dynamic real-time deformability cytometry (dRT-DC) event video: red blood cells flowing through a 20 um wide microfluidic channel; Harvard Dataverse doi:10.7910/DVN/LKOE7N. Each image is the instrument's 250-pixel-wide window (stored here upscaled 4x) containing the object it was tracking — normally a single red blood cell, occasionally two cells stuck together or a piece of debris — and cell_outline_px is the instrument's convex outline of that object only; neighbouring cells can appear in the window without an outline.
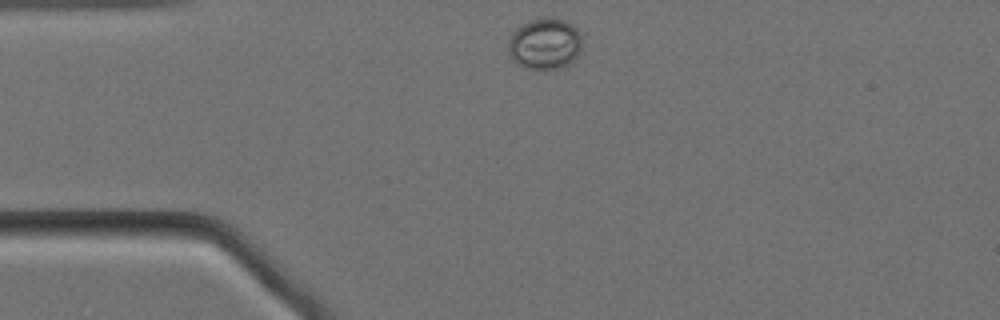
{"species": "Egyptian fruit bat (a non-hibernating species)", "species_latin": "Rousettus aegyptiacus", "temperature_condition": "cold", "stored_images_in_passage": 47, "camera_frame_rate_fps": 3000, "um_per_image_px": 0.085, "animal": {"sex": "female"}, "frame": {"image": 1, "passage_image": 2, "time_ms": 0.333, "image_size_px": [1000, 320], "cell_outline_px": [[580, 52], [564, 68], [540, 72], [528, 68], [512, 60], [508, 56], [508, 40], [516, 28], [532, 20], [548, 16], [564, 20], [572, 24], [580, 32]], "centroid_in_image_um": [46.29, 3.75], "position_along_channel_um": 38.7, "area_um2": 22.43}}
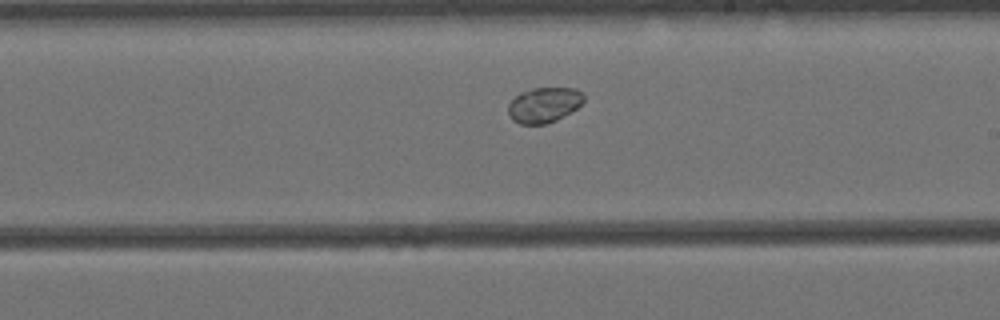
{"frame": {"image": 2, "passage_image": 22, "time_ms": 7.0, "image_size_px": [1000, 320], "cell_outline_px": [[584, 100], [576, 108], [564, 116], [556, 120], [544, 124], [520, 124], [512, 120], [508, 116], [508, 104], [520, 92], [532, 88], [576, 88], [584, 96]], "centroid_in_image_um": [46.21, 8.92], "position_along_channel_um": 242.8, "area_um2": 15.49}}
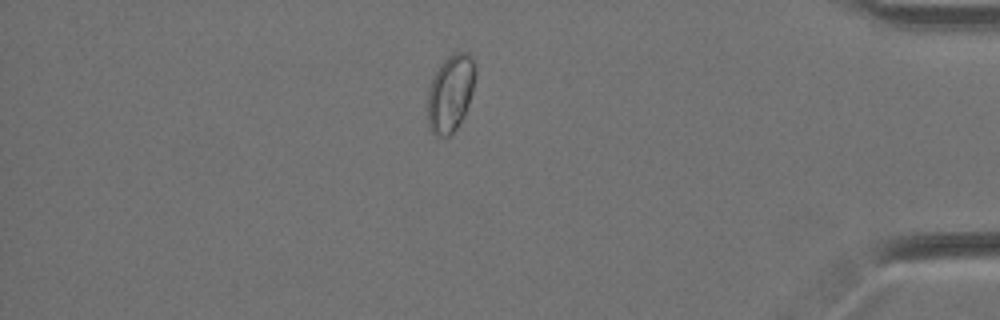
{"frame": {"image": 3, "passage_image": 39, "time_ms": 12.667, "image_size_px": [1000, 320], "cell_outline_px": [[476, 76], [472, 92], [464, 116], [460, 124], [448, 136], [436, 136], [428, 128], [428, 88], [432, 76], [440, 64], [448, 56], [456, 52], [468, 52], [472, 56], [476, 64]], "centroid_in_image_um": [38.3, 7.89], "position_along_channel_um": 396.9, "area_um2": 21.79}, "authors_computed_cell_mechanics": {"area_um2": 17.8024, "velocity_mm_per_s": 3.4145, "shape_relaxation_time_tau1_ms": 2.4271, "shape_relaxation_time_tau2_ms": null, "deformation_change_tau1": null, "deformation_change_tau2": null}}